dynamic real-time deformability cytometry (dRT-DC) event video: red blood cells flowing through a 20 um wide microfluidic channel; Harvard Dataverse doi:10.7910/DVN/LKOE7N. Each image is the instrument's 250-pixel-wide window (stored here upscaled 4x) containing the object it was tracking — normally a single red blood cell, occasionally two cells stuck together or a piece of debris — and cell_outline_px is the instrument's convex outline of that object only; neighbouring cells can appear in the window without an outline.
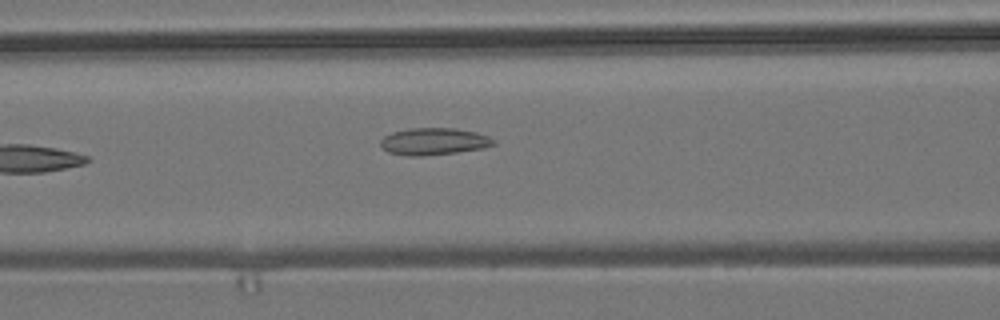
{"species": "common noctule bat (a hibernating species)", "species_latin": "Nyctalus noctula", "temperature_condition": "room temperature", "stored_images_in_passage": 7, "camera_frame_rate_fps": 3000, "um_per_image_px": 0.085, "animal": {"sex": "male", "body_mass_g": 19.2, "forearm_length_mm": 51.8}, "frame": {"image": 1, "passage_image": 7, "time_ms": 2.0, "image_size_px": [1000, 320], "cell_outline_px": [[496, 144], [484, 148], [456, 152], [420, 156], [408, 156], [388, 152], [380, 144], [380, 140], [384, 136], [392, 132], [408, 128], [456, 128], [476, 132], [488, 136], [496, 140]], "centroid_in_image_um": [36.89, 12.01], "position_along_channel_um": 129.7, "area_um2": 17.86}}